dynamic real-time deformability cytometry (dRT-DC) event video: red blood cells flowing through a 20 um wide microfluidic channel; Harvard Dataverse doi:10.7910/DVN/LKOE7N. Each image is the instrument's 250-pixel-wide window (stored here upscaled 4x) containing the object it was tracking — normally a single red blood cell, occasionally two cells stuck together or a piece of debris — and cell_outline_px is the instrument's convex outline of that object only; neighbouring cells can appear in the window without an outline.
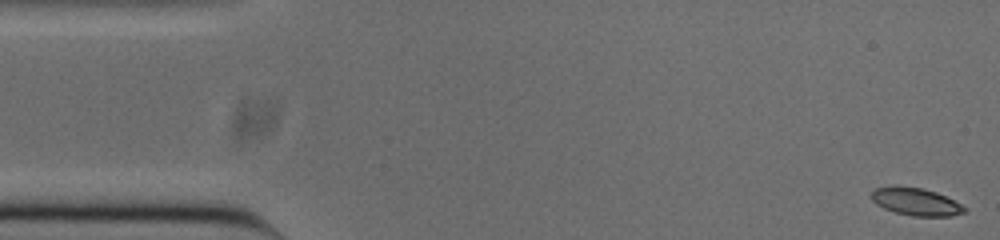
{"species": "common noctule bat (a hibernating species)", "species_latin": "Nyctalus noctula", "temperature_condition": "cold", "stored_images_in_passage": 52, "camera_frame_rate_fps": 3000, "um_per_image_px": 0.085, "animal": {"sex": "male", "body_mass_g": 20.0, "forearm_length_mm": 53.3}, "frame": {"image": 1, "passage_image": 1, "time_ms": 0.0, "image_size_px": [1000, 240], "cell_outline_px": [[968, 208], [964, 212], [952, 216], [912, 216], [896, 212], [884, 208], [876, 204], [872, 200], [872, 192], [876, 188], [892, 184], [896, 184], [924, 188], [936, 192]], "centroid_in_image_um": [77.82, 17.12], "position_along_channel_um": 7.2, "area_um2": 15.09}}
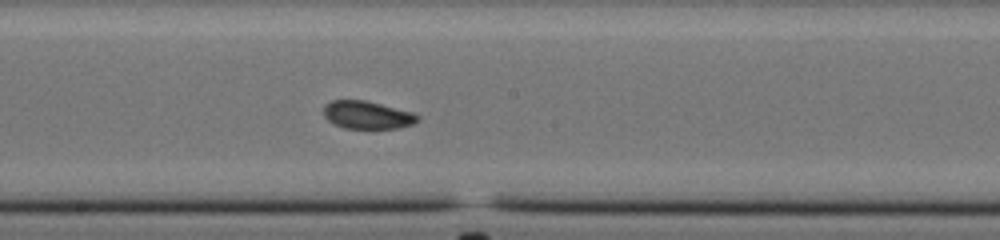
{"frame": {"image": 2, "passage_image": 27, "time_ms": 8.667, "image_size_px": [1000, 240], "cell_outline_px": [[420, 120], [412, 124], [400, 128], [344, 128], [328, 120], [324, 116], [324, 104], [332, 100], [364, 100], [412, 112], [420, 116]], "centroid_in_image_um": [31.22, 9.77], "position_along_channel_um": 217.0, "area_um2": 15.14}}
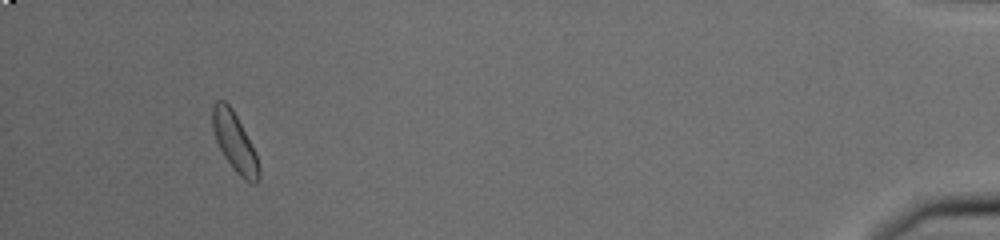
{"frame": {"image": 3, "passage_image": 49, "time_ms": 16.0, "image_size_px": [1000, 240], "cell_outline_px": [[260, 180], [256, 184], [252, 184], [244, 180], [232, 168], [224, 156], [216, 140], [212, 128], [212, 104], [216, 100], [224, 100], [232, 108], [256, 152], [260, 168]], "centroid_in_image_um": [19.96, 12.11], "position_along_channel_um": 415.2, "area_um2": 16.07}, "authors_computed_cell_mechanics": {"area_um2": 15.4904, "velocity_mm_per_s": 3.8036, "shape_relaxation_time_tau1_ms": 2.7392, "shape_relaxation_time_tau2_ms": 2.1017, "deformation_change_tau1": 0.0583, "deformation_change_tau2": 0.065}}